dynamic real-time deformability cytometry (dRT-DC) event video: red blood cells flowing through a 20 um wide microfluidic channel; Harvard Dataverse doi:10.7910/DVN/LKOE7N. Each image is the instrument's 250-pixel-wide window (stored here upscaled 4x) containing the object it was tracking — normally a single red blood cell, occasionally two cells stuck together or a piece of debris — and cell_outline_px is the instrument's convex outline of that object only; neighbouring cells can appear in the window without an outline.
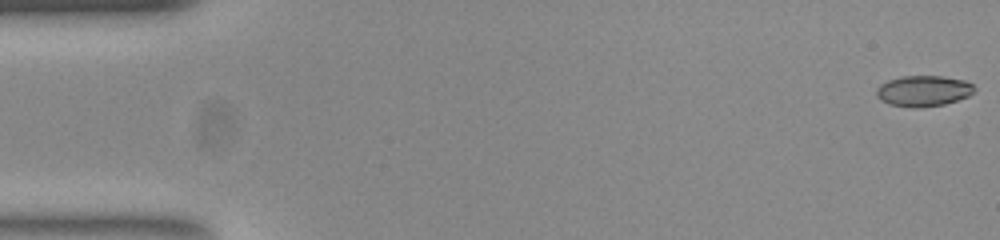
{"species": "common noctule bat (a hibernating species)", "species_latin": "Nyctalus noctula", "temperature_condition": "room temperature", "stored_images_in_passage": 11, "camera_frame_rate_fps": 3000, "um_per_image_px": 0.085, "animal": {"sex": "female", "body_mass_g": 23.0, "forearm_length_mm": 53.4}, "frame": {"image": 1, "passage_image": 1, "time_ms": 0.0, "image_size_px": [1000, 240], "cell_outline_px": [[976, 88], [968, 96], [944, 104], [916, 108], [912, 108], [888, 104], [880, 100], [876, 96], [876, 88], [880, 84], [888, 80], [900, 76], [940, 76], [964, 80], [972, 84]], "centroid_in_image_um": [78.44, 7.73], "position_along_channel_um": 6.6, "area_um2": 17.63}}